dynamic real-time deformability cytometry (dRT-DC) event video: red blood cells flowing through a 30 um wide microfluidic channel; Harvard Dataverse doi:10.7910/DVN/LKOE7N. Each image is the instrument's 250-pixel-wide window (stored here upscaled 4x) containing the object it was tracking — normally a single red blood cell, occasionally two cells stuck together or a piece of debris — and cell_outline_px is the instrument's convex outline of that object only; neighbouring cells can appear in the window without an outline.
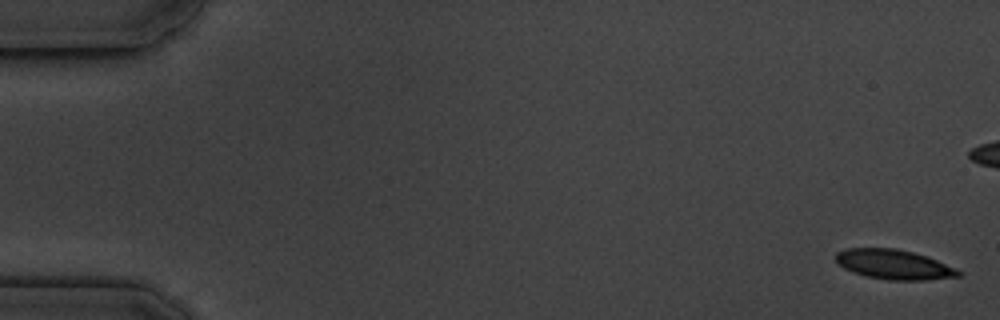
{"species": "common noctule bat (a hibernating species)", "species_latin": "Nyctalus noctula", "temperature_condition": "cold", "stored_images_in_passage": 9, "camera_frame_rate_fps": 3000, "um_per_image_px": 0.085, "animal": {"sex": "male", "body_mass_g": 19.5, "forearm_length_mm": 54.6}, "frame": {"image": 1, "passage_image": 1, "time_ms": 0.0, "image_size_px": [1000, 320], "cell_outline_px": [[964, 272], [960, 276], [924, 280], [888, 280], [864, 276], [852, 272], [844, 268], [836, 260], [836, 252], [844, 248], [896, 248], [912, 252], [936, 260], [956, 268]], "centroid_in_image_um": [75.97, 22.48], "position_along_channel_um": 9.0, "area_um2": 21.21}}
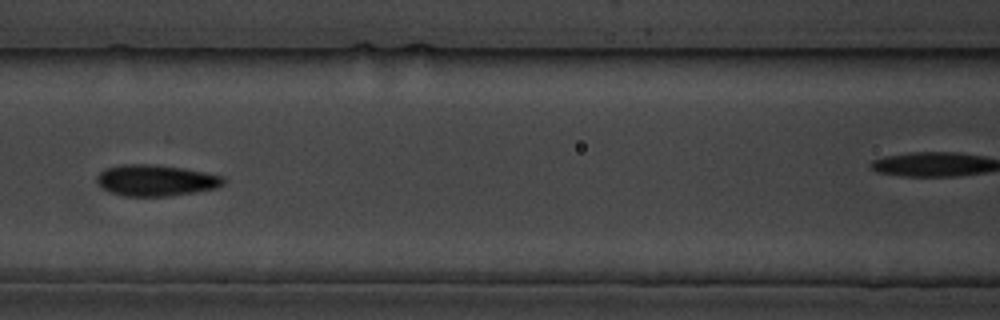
{"frame": {"image": 2, "passage_image": 8, "time_ms": 8.0, "image_size_px": [1000, 320], "cell_outline_px": [[224, 184], [216, 188], [196, 192], [168, 196], [124, 196], [108, 192], [96, 180], [96, 176], [104, 168], [120, 164], [156, 164], [184, 168], [224, 176]], "centroid_in_image_um": [13.23, 15.32], "position_along_channel_um": 153.4, "area_um2": 23.24}}